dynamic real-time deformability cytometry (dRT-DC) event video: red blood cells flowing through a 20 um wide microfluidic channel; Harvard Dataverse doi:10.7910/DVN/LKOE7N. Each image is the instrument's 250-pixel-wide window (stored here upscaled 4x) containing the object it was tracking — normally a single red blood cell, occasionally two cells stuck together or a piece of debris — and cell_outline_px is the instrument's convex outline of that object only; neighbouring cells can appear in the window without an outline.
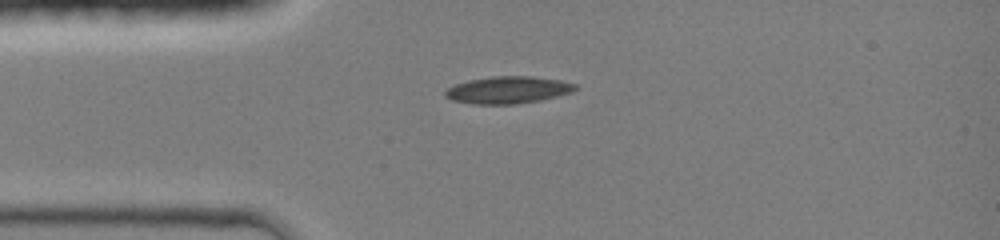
{"species": "common noctule bat (a hibernating species)", "species_latin": "Nyctalus noctula", "temperature_condition": "room temperature", "stored_images_in_passage": 35, "camera_frame_rate_fps": 3000, "um_per_image_px": 0.085, "animal": {"sex": "female", "body_mass_g": 19.0, "forearm_length_mm": 51.5}, "frame": {"image": 1, "passage_image": 1, "time_ms": 0.0, "image_size_px": [1000, 240], "cell_outline_px": [[576, 88], [572, 92], [540, 100], [516, 104], [472, 104], [452, 100], [444, 96], [444, 92], [448, 88], [456, 84], [468, 80], [492, 76], [532, 76], [560, 80], [576, 84]], "centroid_in_image_um": [43.15, 7.64], "position_along_channel_um": 41.8, "area_um2": 20.52}}
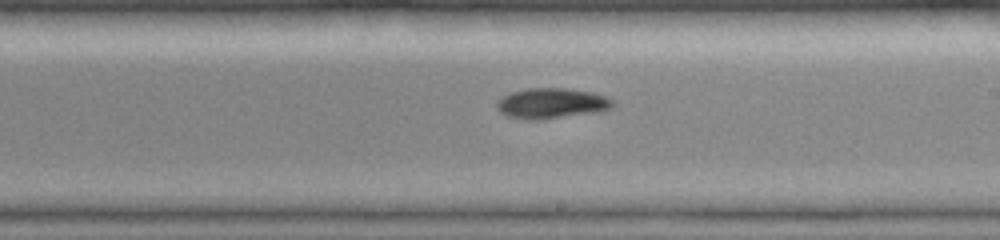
{"frame": {"image": 2, "passage_image": 16, "time_ms": 5.0, "image_size_px": [1000, 240], "cell_outline_px": [[616, 104], [612, 108], [600, 112], [544, 120], [528, 120], [508, 116], [500, 112], [496, 108], [496, 100], [512, 92], [528, 88], [564, 88], [592, 92], [604, 96], [612, 100]], "centroid_in_image_um": [46.89, 8.8], "position_along_channel_um": 242.1, "area_um2": 20.87}}
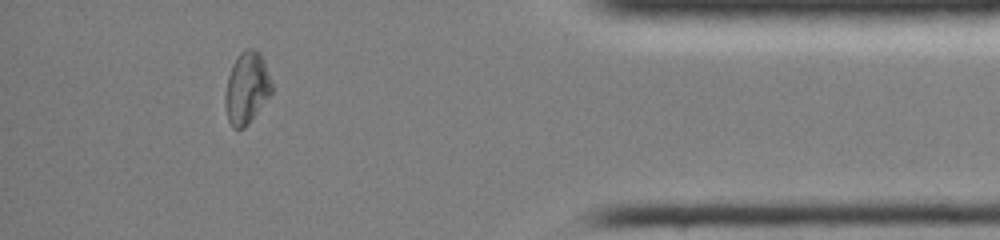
{"frame": {"image": 3, "passage_image": 30, "time_ms": 9.667, "image_size_px": [1000, 240], "cell_outline_px": [[272, 92], [248, 124], [244, 128], [232, 128], [228, 120], [224, 104], [224, 96], [228, 76], [232, 64], [240, 52], [244, 48], [256, 48], [260, 52], [264, 60], [272, 84]], "centroid_in_image_um": [20.95, 7.45], "position_along_channel_um": 414.2, "area_um2": 19.59}}